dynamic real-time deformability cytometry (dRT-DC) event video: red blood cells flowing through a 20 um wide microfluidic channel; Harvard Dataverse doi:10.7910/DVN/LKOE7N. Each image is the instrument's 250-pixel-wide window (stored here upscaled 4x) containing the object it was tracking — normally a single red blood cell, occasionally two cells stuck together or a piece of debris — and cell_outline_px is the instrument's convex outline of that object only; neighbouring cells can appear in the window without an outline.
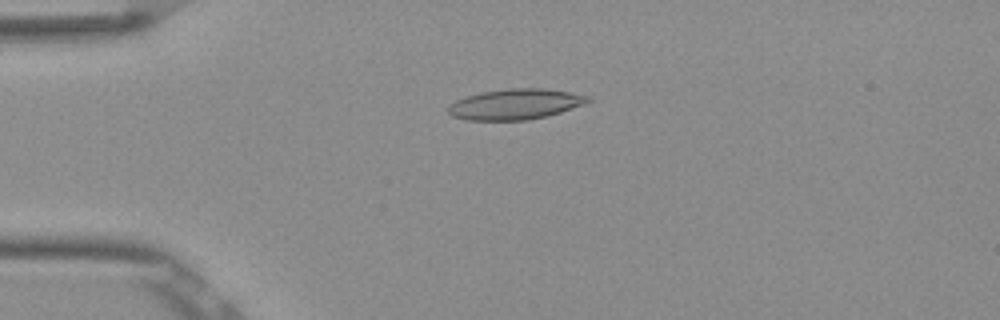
{"species": "Egyptian fruit bat (a non-hibernating species)", "species_latin": "Rousettus aegyptiacus", "temperature_condition": "room temperature", "stored_images_in_passage": 53, "camera_frame_rate_fps": 3000, "um_per_image_px": 0.085, "frame": {"image": 1, "passage_image": 13, "time_ms": 4.0, "image_size_px": [1000, 320], "cell_outline_px": [[592, 100], [588, 104], [548, 116], [528, 120], [468, 120], [452, 116], [448, 112], [448, 104], [456, 100], [480, 92], [508, 88], [544, 88], [592, 96]], "centroid_in_image_um": [43.86, 8.85], "position_along_channel_um": 41.1, "area_um2": 25.2}}
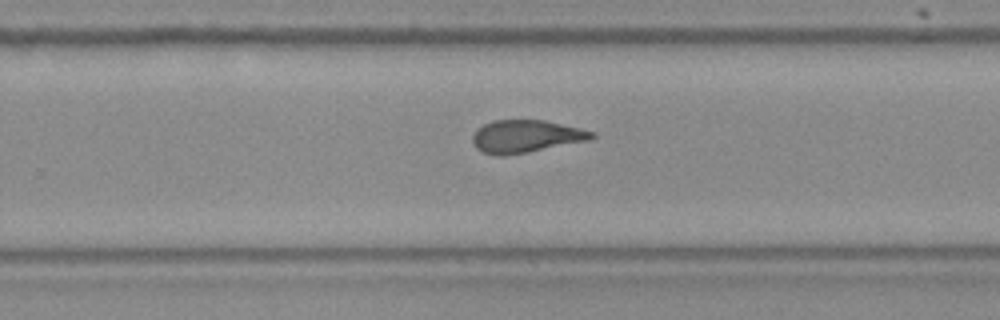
{"frame": {"image": 2, "passage_image": 34, "time_ms": 11.0, "image_size_px": [1000, 320], "cell_outline_px": [[596, 136], [592, 140], [528, 152], [504, 156], [496, 156], [484, 152], [476, 148], [472, 140], [472, 136], [476, 128], [492, 120], [544, 120], [580, 128], [596, 132]], "centroid_in_image_um": [44.72, 11.59], "position_along_channel_um": 285.1, "area_um2": 22.89}}
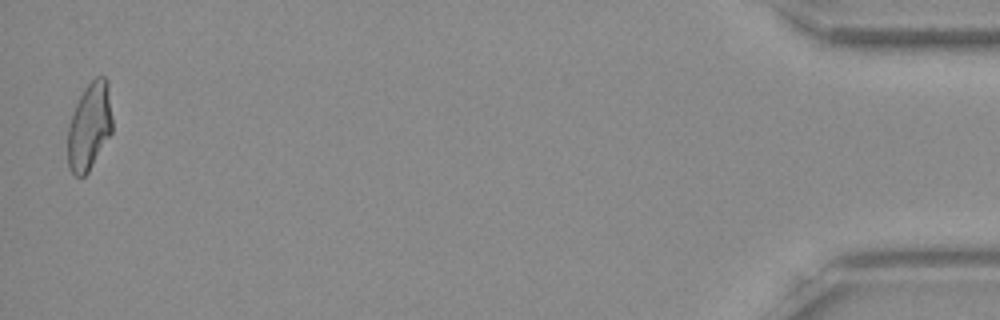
{"frame": {"image": 3, "passage_image": 52, "time_ms": 17.0, "image_size_px": [1000, 320], "cell_outline_px": [[112, 132], [88, 172], [84, 176], [76, 176], [68, 168], [68, 124], [76, 104], [84, 88], [96, 76], [104, 76], [108, 80], [112, 116]], "centroid_in_image_um": [7.61, 10.72], "position_along_channel_um": 427.6, "area_um2": 22.77}, "authors_computed_cell_mechanics": {"area_um2": 23.2934, "velocity_mm_per_s": 3.8678, "shape_relaxation_time_tau1_ms": 11.0065, "shape_relaxation_time_tau2_ms": 1.6528, "deformation_change_tau1": 0.282, "deformation_change_tau2": 0.0856}}